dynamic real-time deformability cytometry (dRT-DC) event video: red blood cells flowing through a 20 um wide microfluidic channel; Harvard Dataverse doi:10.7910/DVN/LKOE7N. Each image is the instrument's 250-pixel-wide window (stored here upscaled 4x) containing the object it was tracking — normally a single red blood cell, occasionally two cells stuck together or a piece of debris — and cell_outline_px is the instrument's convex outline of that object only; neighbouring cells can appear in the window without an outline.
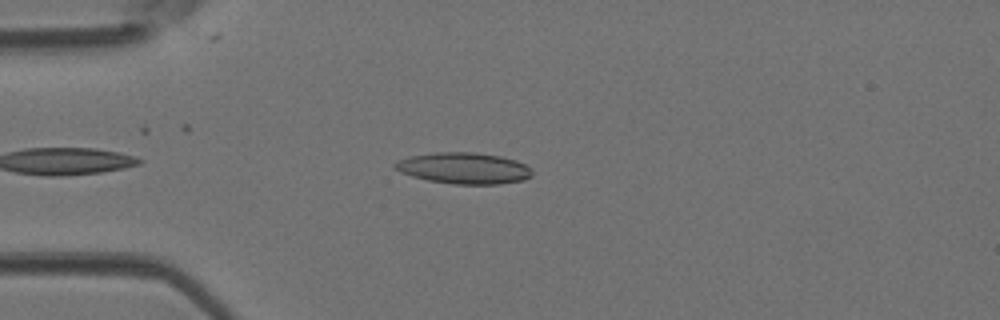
{"species": "Egyptian fruit bat (a non-hibernating species)", "species_latin": "Rousettus aegyptiacus", "temperature_condition": "room temperature", "stored_images_in_passage": 33, "camera_frame_rate_fps": 3000, "um_per_image_px": 0.085, "animal": {"sex": "female"}, "frame": {"image": 1, "passage_image": 5, "time_ms": 1.333, "image_size_px": [1000, 320], "cell_outline_px": [[532, 176], [524, 180], [500, 184], [456, 184], [428, 180], [412, 176], [400, 172], [392, 168], [392, 164], [396, 160], [412, 156], [436, 152], [476, 152], [500, 156], [516, 160], [524, 164], [532, 172]], "centroid_in_image_um": [39.4, 14.29], "position_along_channel_um": 45.6, "area_um2": 25.03}}
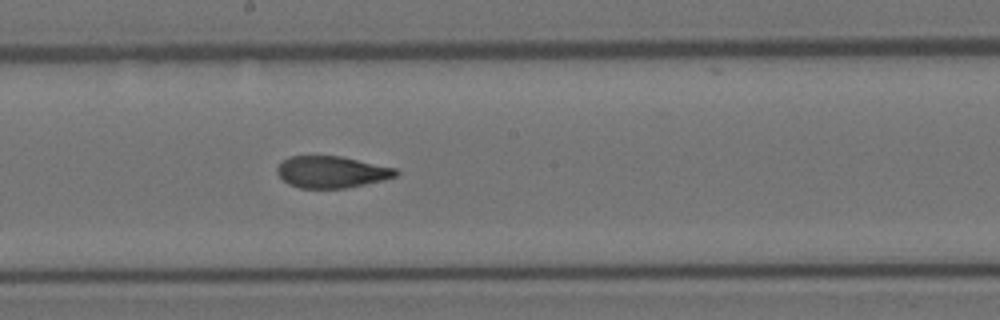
{"frame": {"image": 2, "passage_image": 18, "time_ms": 5.667, "image_size_px": [1000, 320], "cell_outline_px": [[400, 172], [396, 176], [384, 180], [344, 188], [300, 188], [288, 184], [276, 172], [276, 168], [288, 156], [340, 156], [396, 168]], "centroid_in_image_um": [28.19, 14.62], "position_along_channel_um": 220.0, "area_um2": 21.85}}
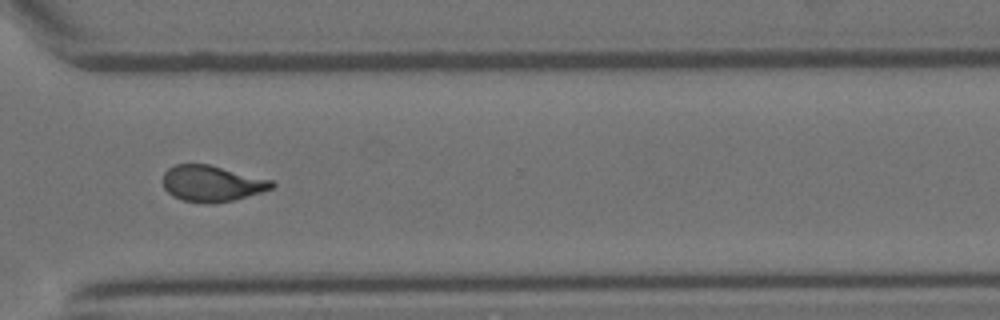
{"frame": {"image": 3, "passage_image": 27, "time_ms": 8.667, "image_size_px": [1000, 320], "cell_outline_px": [[276, 184], [272, 188], [260, 192], [232, 200], [212, 204], [208, 204], [180, 200], [172, 196], [164, 188], [164, 172], [168, 168], [176, 164], [208, 164], [272, 180]], "centroid_in_image_um": [17.98, 15.6], "position_along_channel_um": 352.6, "area_um2": 22.77}}